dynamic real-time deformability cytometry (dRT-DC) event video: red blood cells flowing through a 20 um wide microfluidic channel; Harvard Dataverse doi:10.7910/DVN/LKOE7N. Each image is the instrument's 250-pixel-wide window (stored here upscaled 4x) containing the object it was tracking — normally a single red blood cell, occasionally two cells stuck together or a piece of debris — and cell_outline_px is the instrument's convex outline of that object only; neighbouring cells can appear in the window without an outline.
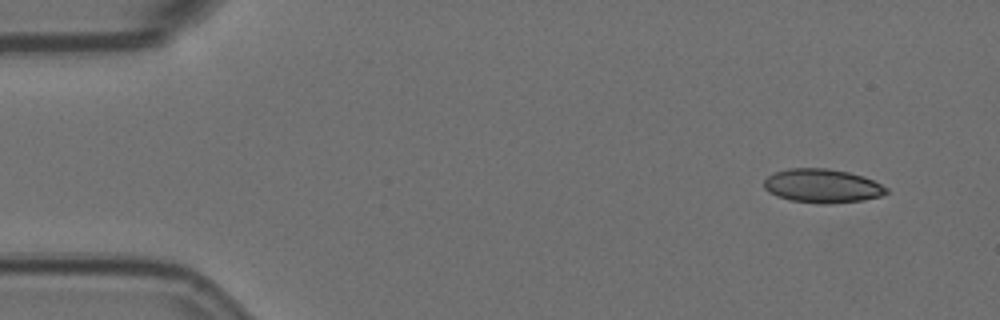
{"species": "Egyptian fruit bat (a non-hibernating species)", "species_latin": "Rousettus aegyptiacus", "temperature_condition": "room temperature", "stored_images_in_passage": 2, "camera_frame_rate_fps": 3000, "um_per_image_px": 0.085, "animal": {"sex": "female"}, "frame": {"image": 1, "passage_image": 2, "time_ms": 0.333, "image_size_px": [1000, 320], "cell_outline_px": [[888, 192], [880, 196], [864, 200], [828, 204], [820, 204], [792, 200], [776, 196], [768, 192], [764, 188], [764, 180], [768, 176], [776, 172], [788, 168], [828, 168], [848, 172], [864, 176], [888, 188]], "centroid_in_image_um": [69.89, 15.8], "position_along_channel_um": 15.1, "area_um2": 24.16}}